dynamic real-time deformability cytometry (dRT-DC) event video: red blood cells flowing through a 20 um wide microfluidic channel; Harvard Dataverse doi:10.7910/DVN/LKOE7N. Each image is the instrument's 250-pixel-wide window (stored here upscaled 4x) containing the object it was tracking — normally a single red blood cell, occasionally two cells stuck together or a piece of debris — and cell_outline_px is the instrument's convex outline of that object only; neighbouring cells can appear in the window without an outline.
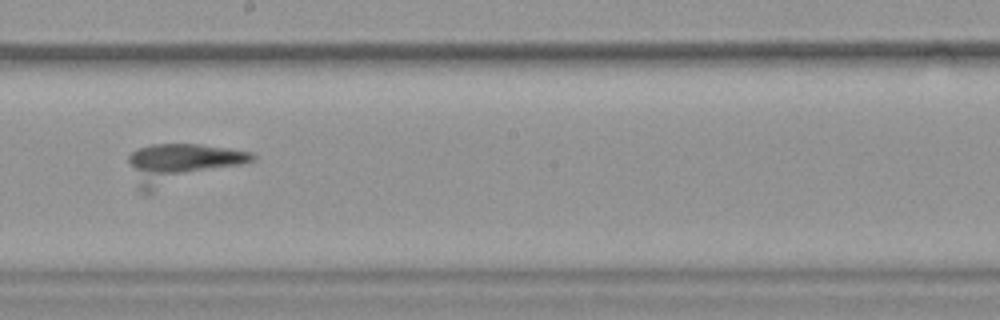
{"species": "common noctule bat (a hibernating species)", "species_latin": "Nyctalus noctula", "temperature_condition": "warm", "stored_images_in_passage": 55, "camera_frame_rate_fps": 3000, "um_per_image_px": 0.085, "animal": {"sex": "female", "body_mass_g": 19.9}, "frame": {"image": 1, "passage_image": 31, "time_ms": 10.0, "image_size_px": [1000, 320], "cell_outline_px": [[256, 160], [148, 196], [140, 192], [136, 188], [128, 160], [128, 156], [132, 152], [140, 148], [152, 144], [200, 144], [228, 148], [252, 152], [256, 156]], "centroid_in_image_um": [15.37, 13.99], "position_along_channel_um": 232.8, "area_um2": 29.94}}